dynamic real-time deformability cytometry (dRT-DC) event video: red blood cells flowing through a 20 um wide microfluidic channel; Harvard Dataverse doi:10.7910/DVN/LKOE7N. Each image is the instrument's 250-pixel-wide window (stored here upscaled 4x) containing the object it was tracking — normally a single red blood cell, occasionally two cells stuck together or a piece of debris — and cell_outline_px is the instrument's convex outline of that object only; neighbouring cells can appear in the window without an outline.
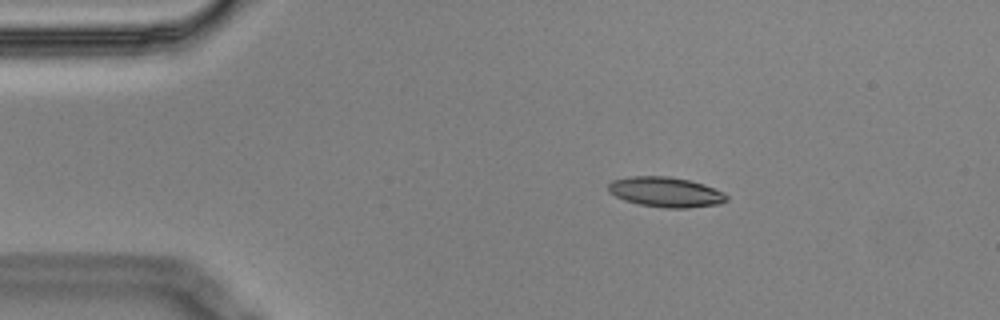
{"species": "Egyptian fruit bat (a non-hibernating species)", "species_latin": "Rousettus aegyptiacus", "temperature_condition": "cold", "stored_images_in_passage": 5, "camera_frame_rate_fps": 3000, "um_per_image_px": 0.085, "animal": {"sex": "male"}, "frame": {"image": 1, "passage_image": 2, "time_ms": 0.333, "image_size_px": [1000, 320], "cell_outline_px": [[728, 200], [720, 204], [688, 208], [668, 208], [640, 204], [624, 200], [608, 192], [608, 184], [612, 180], [632, 176], [668, 176], [688, 180], [704, 184], [724, 192], [728, 196]], "centroid_in_image_um": [56.6, 16.32], "position_along_channel_um": 28.4, "area_um2": 20.75}}